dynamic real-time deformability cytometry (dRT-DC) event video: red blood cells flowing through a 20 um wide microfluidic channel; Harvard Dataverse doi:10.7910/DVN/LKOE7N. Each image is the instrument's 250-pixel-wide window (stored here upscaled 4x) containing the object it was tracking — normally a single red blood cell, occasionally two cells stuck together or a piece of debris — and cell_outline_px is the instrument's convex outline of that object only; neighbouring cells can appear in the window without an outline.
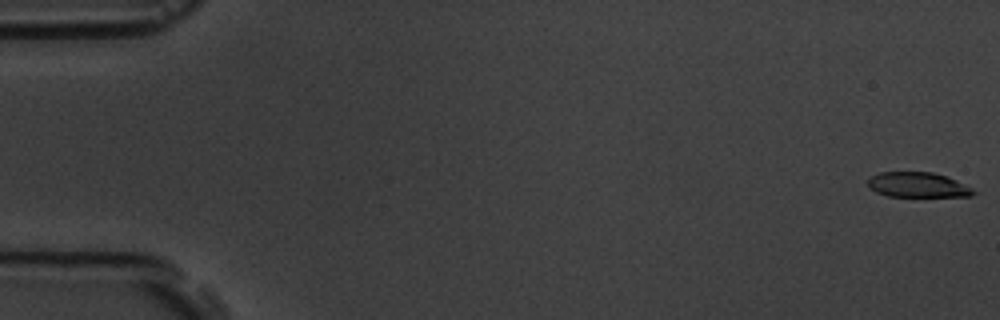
{"species": "common noctule bat (a hibernating species)", "species_latin": "Nyctalus noctula", "temperature_condition": "room temperature", "stored_images_in_passage": 5, "camera_frame_rate_fps": 3000, "um_per_image_px": 0.085, "animal": {"sex": "male", "body_mass_g": 19.5, "forearm_length_mm": 54.6}, "frame": {"image": 1, "passage_image": 1, "time_ms": 0.0, "image_size_px": [1000, 320], "cell_outline_px": [[976, 192], [972, 196], [888, 196], [876, 192], [868, 188], [868, 180], [872, 176], [880, 172], [932, 172], [948, 176], [972, 188]], "centroid_in_image_um": [78.01, 15.71], "position_along_channel_um": 7.0, "area_um2": 15.37}}
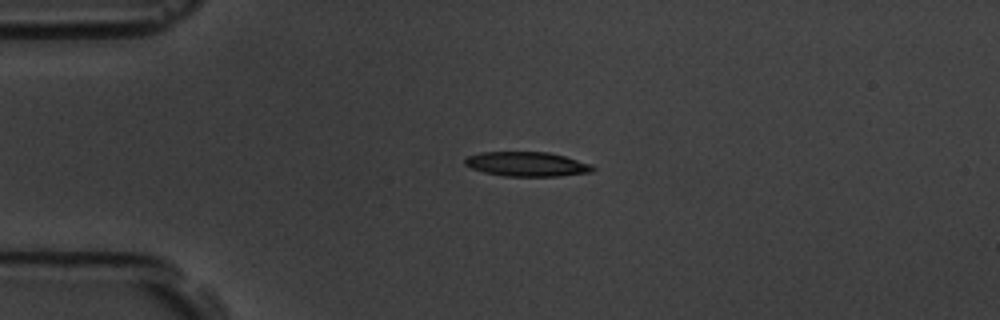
{"frame": {"image": 2, "passage_image": 4, "time_ms": 4.333, "image_size_px": [1000, 320], "cell_outline_px": [[596, 168], [592, 172], [560, 176], [504, 176], [484, 172], [472, 168], [464, 164], [464, 160], [468, 156], [480, 152], [548, 152], [564, 156], [592, 164]], "centroid_in_image_um": [44.8, 13.95], "position_along_channel_um": 40.2, "area_um2": 18.26}}